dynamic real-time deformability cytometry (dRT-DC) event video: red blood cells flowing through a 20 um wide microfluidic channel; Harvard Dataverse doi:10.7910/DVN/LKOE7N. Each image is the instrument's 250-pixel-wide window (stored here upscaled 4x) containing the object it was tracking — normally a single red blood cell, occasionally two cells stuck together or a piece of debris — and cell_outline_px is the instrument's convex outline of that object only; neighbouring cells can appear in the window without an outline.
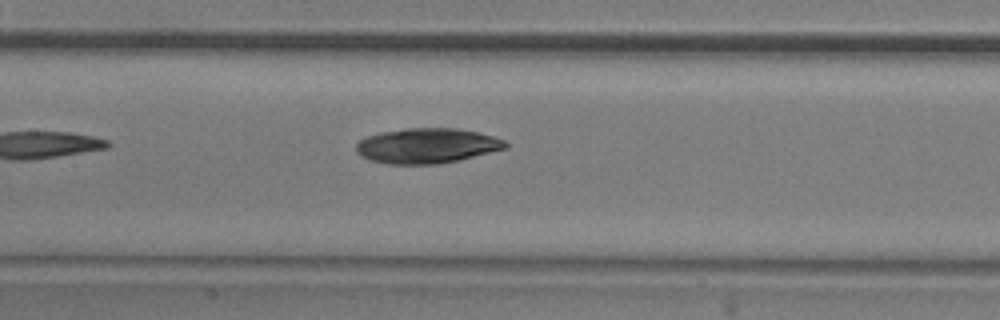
{"species": "common noctule bat (a hibernating species)", "species_latin": "Nyctalus noctula", "temperature_condition": "room temperature", "stored_images_in_passage": 4, "camera_frame_rate_fps": 3000, "um_per_image_px": 0.085, "animal": {"sex": "male", "body_mass_g": 20.5, "forearm_length_mm": 52.5}, "frame": {"image": 1, "passage_image": 4, "time_ms": 1.0, "image_size_px": [1000, 320], "cell_outline_px": [[508, 148], [460, 160], [440, 164], [388, 164], [368, 160], [360, 156], [356, 152], [356, 144], [360, 140], [368, 136], [380, 132], [404, 128], [456, 128], [480, 132], [504, 140], [508, 144]], "centroid_in_image_um": [36.29, 12.39], "position_along_channel_um": 171.1, "area_um2": 30.87}}